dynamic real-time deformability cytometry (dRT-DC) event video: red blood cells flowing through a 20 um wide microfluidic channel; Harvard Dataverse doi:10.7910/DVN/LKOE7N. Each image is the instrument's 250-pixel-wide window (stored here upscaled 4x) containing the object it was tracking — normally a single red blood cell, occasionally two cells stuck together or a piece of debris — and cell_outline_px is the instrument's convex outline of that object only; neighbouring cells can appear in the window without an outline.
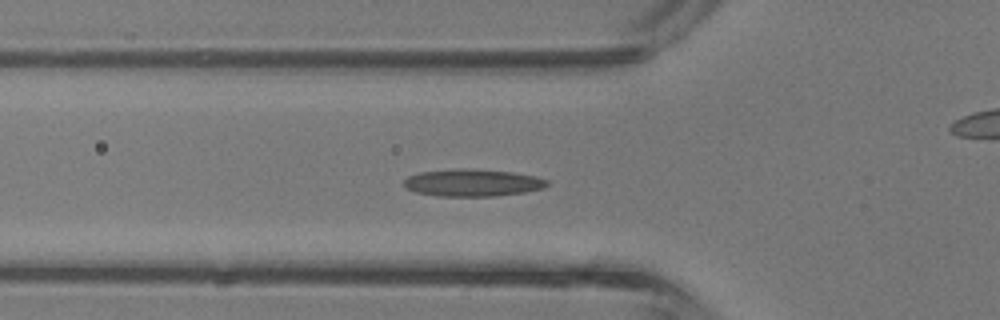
{"species": "common noctule bat (a hibernating species)", "species_latin": "Nyctalus noctula", "temperature_condition": "room temperature", "stored_images_in_passage": 43, "camera_frame_rate_fps": 3000, "um_per_image_px": 0.085, "animal": {"sex": "male", "body_mass_g": 13.3}, "frame": {"image": 1, "passage_image": 14, "time_ms": 4.333, "image_size_px": [1000, 320], "cell_outline_px": [[548, 184], [544, 188], [524, 192], [496, 196], [436, 196], [416, 192], [408, 188], [404, 184], [404, 180], [408, 176], [420, 172], [456, 168], [468, 168], [512, 172], [536, 176], [548, 180]], "centroid_in_image_um": [40.18, 15.53], "position_along_channel_um": 85.6, "area_um2": 22.77}}
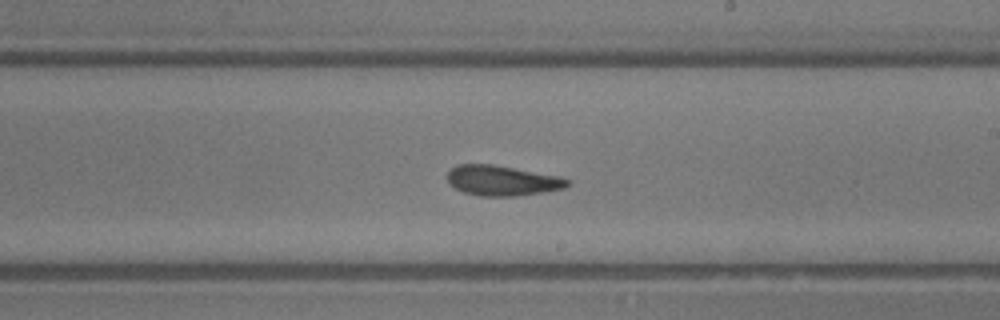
{"frame": {"image": 2, "passage_image": 24, "time_ms": 7.667, "image_size_px": [1000, 320], "cell_outline_px": [[568, 184], [564, 188], [516, 196], [480, 196], [464, 192], [456, 188], [444, 176], [456, 164], [492, 164], [560, 176], [568, 180]], "centroid_in_image_um": [42.64, 15.34], "position_along_channel_um": 246.4, "area_um2": 20.92}}
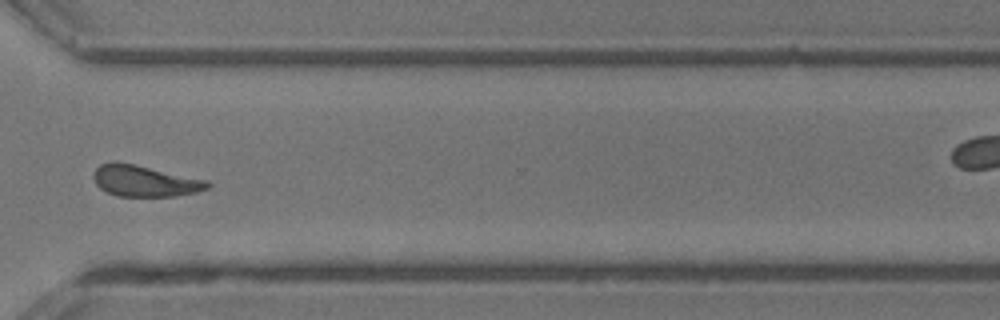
{"frame": {"image": 3, "passage_image": 31, "time_ms": 10.0, "image_size_px": [1000, 320], "cell_outline_px": [[212, 184], [208, 188], [196, 192], [176, 196], [120, 196], [108, 192], [100, 188], [96, 184], [92, 176], [96, 168], [100, 164], [112, 160], [116, 160], [208, 180]], "centroid_in_image_um": [12.29, 15.36], "position_along_channel_um": 358.3, "area_um2": 20.87}, "authors_computed_cell_mechanics": {"area_um2": 21.5594, "velocity_mm_per_s": 4.8066, "shape_relaxation_time_tau1_ms": 6.5321, "shape_relaxation_time_tau2_ms": 4.1801, "deformation_change_tau1": 0.1768, "deformation_change_tau2": 0.1412}}